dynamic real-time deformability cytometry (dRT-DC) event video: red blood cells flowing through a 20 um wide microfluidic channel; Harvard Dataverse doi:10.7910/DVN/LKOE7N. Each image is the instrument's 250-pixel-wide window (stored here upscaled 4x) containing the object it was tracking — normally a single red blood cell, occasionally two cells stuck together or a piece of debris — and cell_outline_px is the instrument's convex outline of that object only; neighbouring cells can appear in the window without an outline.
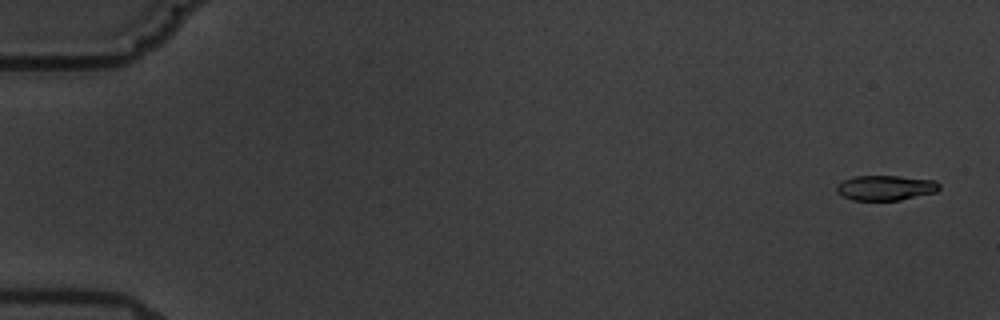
{"species": "common noctule bat (a hibernating species)", "species_latin": "Nyctalus noctula", "temperature_condition": "warm", "stored_images_in_passage": 5, "camera_frame_rate_fps": 3000, "um_per_image_px": 0.085, "animal": {"sex": "male", "body_mass_g": 19.5, "forearm_length_mm": 54.6}, "frame": {"image": 1, "passage_image": 1, "time_ms": 0.0, "image_size_px": [1000, 320], "cell_outline_px": [[940, 188], [936, 192], [900, 200], [852, 200], [836, 192], [836, 184], [840, 180], [852, 176], [900, 176], [936, 180], [940, 184]], "centroid_in_image_um": [75.25, 15.95], "position_along_channel_um": 9.8, "area_um2": 15.2}}